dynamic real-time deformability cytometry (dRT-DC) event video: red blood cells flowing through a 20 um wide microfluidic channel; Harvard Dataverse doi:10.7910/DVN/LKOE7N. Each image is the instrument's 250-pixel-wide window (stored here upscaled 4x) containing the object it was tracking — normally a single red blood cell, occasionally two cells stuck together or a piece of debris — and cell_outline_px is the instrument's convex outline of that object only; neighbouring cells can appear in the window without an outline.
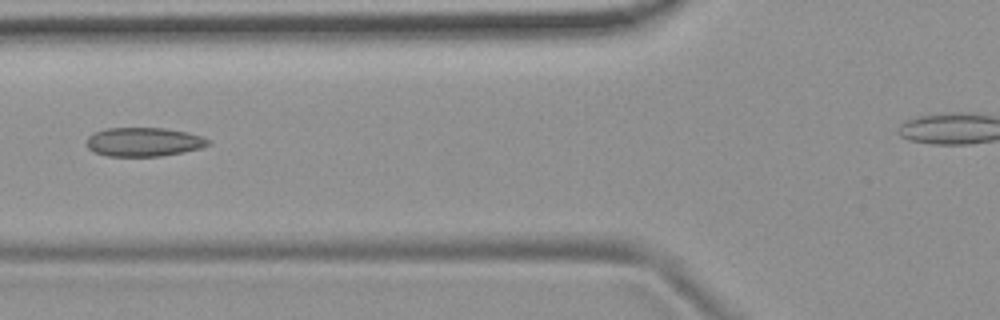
{"species": "common noctule bat (a hibernating species)", "species_latin": "Nyctalus noctula", "temperature_condition": "room temperature", "stored_images_in_passage": 2, "camera_frame_rate_fps": 3000, "um_per_image_px": 0.085, "animal": {"sex": "female", "body_mass_g": 19.9}, "frame": {"image": 1, "passage_image": 2, "time_ms": 1.0, "image_size_px": [1000, 320], "cell_outline_px": [[212, 140], [208, 144], [200, 148], [184, 152], [160, 156], [108, 156], [92, 152], [84, 144], [88, 136], [92, 132], [108, 128], [164, 128], [188, 132]], "centroid_in_image_um": [12.16, 12.06], "position_along_channel_um": 113.6, "area_um2": 20.69}}